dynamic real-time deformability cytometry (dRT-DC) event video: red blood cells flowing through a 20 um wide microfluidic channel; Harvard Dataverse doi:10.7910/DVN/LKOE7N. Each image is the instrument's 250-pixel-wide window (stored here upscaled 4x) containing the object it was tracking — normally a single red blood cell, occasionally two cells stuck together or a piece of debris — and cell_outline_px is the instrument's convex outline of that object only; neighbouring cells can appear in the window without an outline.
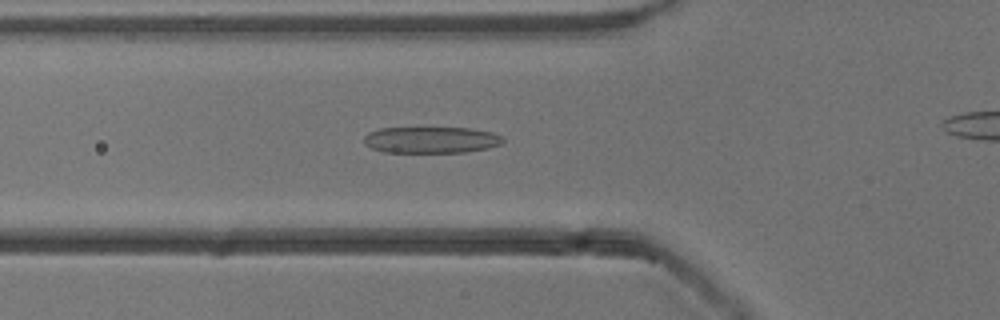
{"species": "common noctule bat (a hibernating species)", "species_latin": "Nyctalus noctula", "temperature_condition": "cold", "stored_images_in_passage": 43, "camera_frame_rate_fps": 3000, "um_per_image_px": 0.085, "animal": {"sex": "male", "body_mass_g": 13.3}, "frame": {"image": 1, "passage_image": 18, "time_ms": 5.667, "image_size_px": [1000, 320], "cell_outline_px": [[504, 140], [500, 144], [488, 148], [464, 152], [384, 152], [372, 148], [364, 144], [364, 136], [368, 132], [380, 128], [472, 128], [492, 132], [504, 136]], "centroid_in_image_um": [36.65, 11.88], "position_along_channel_um": 89.1, "area_um2": 21.44}}
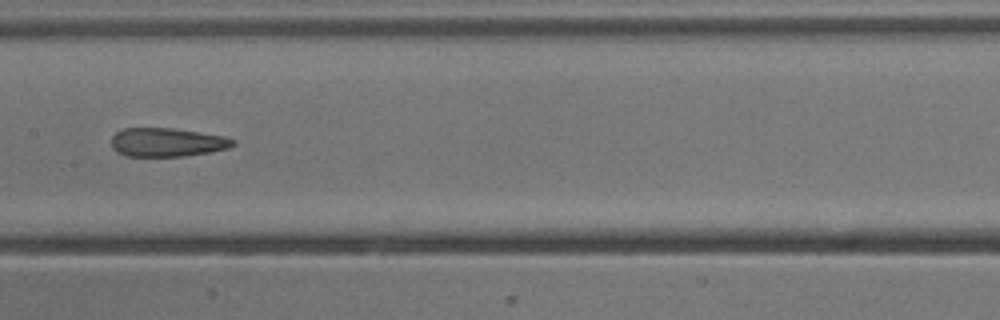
{"frame": {"image": 2, "passage_image": 26, "time_ms": 8.333, "image_size_px": [1000, 320], "cell_outline_px": [[236, 144], [228, 148], [208, 152], [184, 156], [124, 156], [116, 152], [112, 148], [112, 136], [116, 132], [124, 128], [172, 128], [220, 136], [236, 140]], "centroid_in_image_um": [14.15, 12.1], "position_along_channel_um": 193.3, "area_um2": 20.17}}
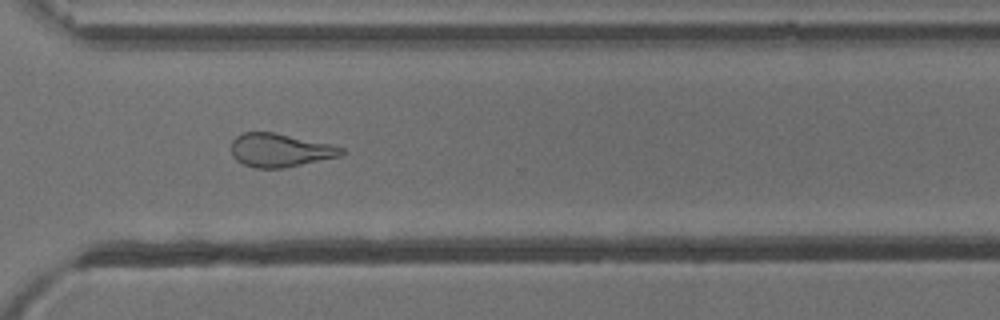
{"frame": {"image": 3, "passage_image": 38, "time_ms": 12.333, "image_size_px": [1000, 320], "cell_outline_px": [[344, 152], [340, 156], [284, 168], [256, 168], [244, 164], [236, 160], [232, 156], [232, 140], [236, 136], [244, 132], [272, 132], [332, 144], [344, 148]], "centroid_in_image_um": [23.8, 12.77], "position_along_channel_um": 346.8, "area_um2": 21.39}}